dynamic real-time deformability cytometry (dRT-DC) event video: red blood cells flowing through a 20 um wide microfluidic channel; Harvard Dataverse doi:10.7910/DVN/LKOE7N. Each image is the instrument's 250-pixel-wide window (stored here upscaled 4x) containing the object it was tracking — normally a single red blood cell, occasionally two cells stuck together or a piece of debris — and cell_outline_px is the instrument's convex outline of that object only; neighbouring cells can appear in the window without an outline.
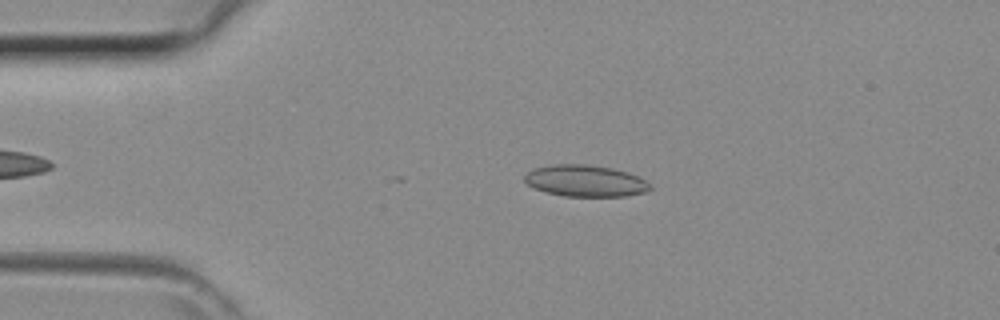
{"species": "common noctule bat (a hibernating species)", "species_latin": "Nyctalus noctula", "temperature_condition": "room temperature", "stored_images_in_passage": 32, "camera_frame_rate_fps": 3000, "um_per_image_px": 0.085, "animal": {"sex": "female", "body_mass_g": 29.2, "forearm_length_mm": 56.3}, "frame": {"image": 1, "passage_image": 6, "time_ms": 1.667, "image_size_px": [1000, 320], "cell_outline_px": [[652, 188], [648, 192], [628, 196], [564, 196], [548, 192], [536, 188], [528, 184], [524, 180], [524, 176], [528, 172], [536, 168], [552, 164], [584, 164], [612, 168], [628, 172], [652, 184]], "centroid_in_image_um": [49.81, 15.37], "position_along_channel_um": 35.2, "area_um2": 23.0}}
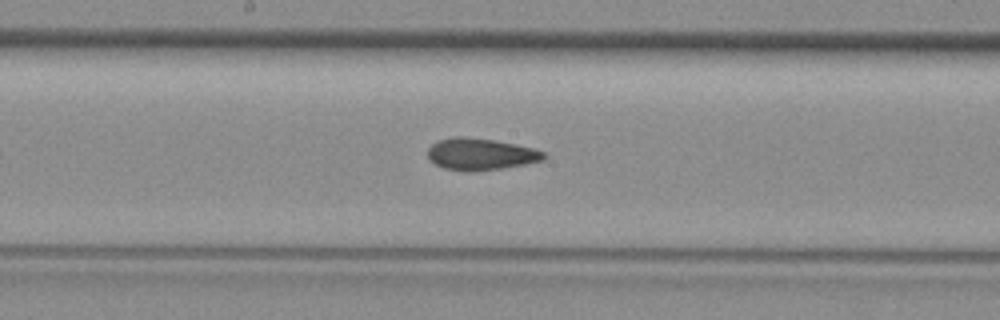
{"frame": {"image": 2, "passage_image": 19, "time_ms": 6.0, "image_size_px": [1000, 320], "cell_outline_px": [[548, 156], [544, 160], [504, 168], [476, 172], [464, 172], [444, 168], [428, 160], [428, 148], [436, 140], [456, 136], [460, 136], [492, 140], [532, 148], [544, 152]], "centroid_in_image_um": [40.82, 13.12], "position_along_channel_um": 207.4, "area_um2": 21.62}}
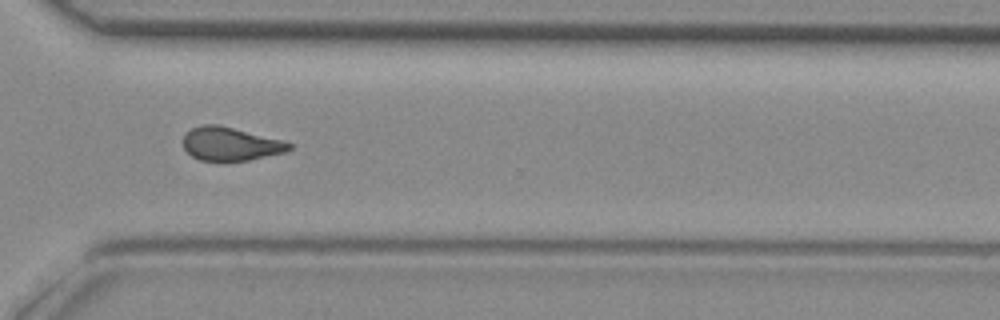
{"frame": {"image": 3, "passage_image": 28, "time_ms": 9.0, "image_size_px": [1000, 320], "cell_outline_px": [[292, 148], [284, 152], [248, 160], [224, 164], [200, 160], [192, 156], [184, 148], [184, 136], [192, 128], [204, 124], [216, 124], [280, 140], [292, 144]], "centroid_in_image_um": [19.55, 12.28], "position_along_channel_um": 351.1, "area_um2": 20.69}}